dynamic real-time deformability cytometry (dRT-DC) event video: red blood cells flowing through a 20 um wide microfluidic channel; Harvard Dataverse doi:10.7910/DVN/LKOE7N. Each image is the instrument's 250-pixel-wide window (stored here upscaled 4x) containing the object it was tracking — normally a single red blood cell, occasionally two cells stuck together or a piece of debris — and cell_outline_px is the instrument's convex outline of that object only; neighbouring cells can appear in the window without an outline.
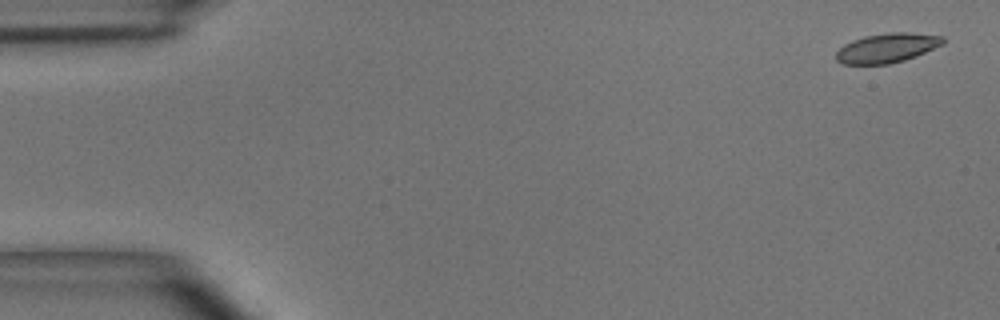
{"species": "common noctule bat (a hibernating species)", "species_latin": "Nyctalus noctula", "temperature_condition": "room temperature", "stored_images_in_passage": 7, "camera_frame_rate_fps": 3000, "um_per_image_px": 0.085, "animal": {"sex": "male", "body_mass_g": 15.6}, "frame": {"image": 1, "passage_image": 1, "time_ms": 0.0, "image_size_px": [1000, 320], "cell_outline_px": [[944, 44], [916, 56], [904, 60], [888, 64], [840, 64], [836, 60], [836, 52], [844, 44], [852, 40], [864, 36], [888, 32], [908, 32], [944, 36]], "centroid_in_image_um": [75.39, 4.07], "position_along_channel_um": 9.6, "area_um2": 18.44}}
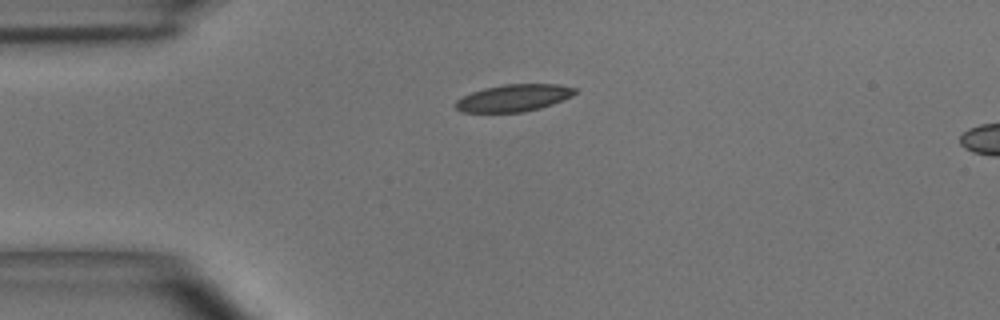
{"frame": {"image": 2, "passage_image": 3, "time_ms": 0.667, "image_size_px": [1000, 320], "cell_outline_px": [[576, 92], [572, 96], [552, 104], [540, 108], [524, 112], [464, 112], [456, 108], [456, 100], [472, 92], [484, 88], [504, 84], [560, 84], [576, 88]], "centroid_in_image_um": [43.69, 8.32], "position_along_channel_um": 41.3, "area_um2": 18.73}}
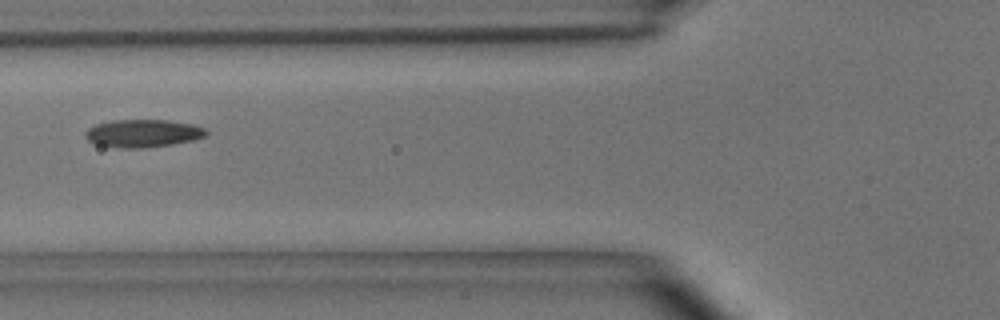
{"frame": {"image": 3, "passage_image": 5, "time_ms": 1.333, "image_size_px": [1000, 320], "cell_outline_px": [[208, 136], [192, 140], [172, 144], [140, 148], [120, 148], [96, 144], [88, 140], [84, 136], [84, 132], [88, 128], [96, 124], [112, 120], [168, 120], [192, 124], [204, 128], [208, 132]], "centroid_in_image_um": [12.14, 11.33], "position_along_channel_um": 113.7, "area_um2": 19.59}}